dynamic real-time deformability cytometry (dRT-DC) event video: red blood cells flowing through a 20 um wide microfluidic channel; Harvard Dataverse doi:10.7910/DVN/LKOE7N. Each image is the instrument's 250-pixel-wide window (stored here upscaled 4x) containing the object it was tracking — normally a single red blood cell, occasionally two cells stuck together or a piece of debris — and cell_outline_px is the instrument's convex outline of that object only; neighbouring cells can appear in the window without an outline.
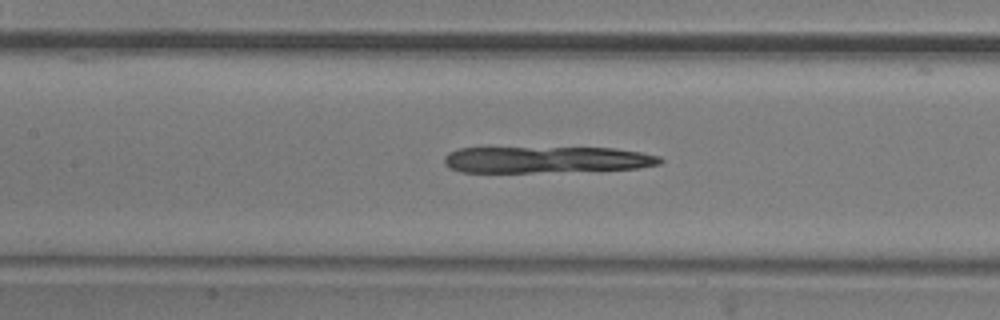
{"species": "common noctule bat (a hibernating species)", "species_latin": "Nyctalus noctula", "temperature_condition": "room temperature", "stored_images_in_passage": 52, "camera_frame_rate_fps": 3000, "um_per_image_px": 0.085, "animal": {"sex": "male", "body_mass_g": 20.5, "forearm_length_mm": 52.5}, "frame": {"image": 1, "passage_image": 23, "time_ms": 7.333, "image_size_px": [1000, 320], "cell_outline_px": [[664, 160], [660, 164], [640, 168], [532, 172], [460, 172], [448, 168], [444, 164], [444, 156], [448, 152], [460, 148], [612, 148], [640, 152], [660, 156]], "centroid_in_image_um": [46.41, 13.57], "position_along_channel_um": 161.0, "area_um2": 33.18}}